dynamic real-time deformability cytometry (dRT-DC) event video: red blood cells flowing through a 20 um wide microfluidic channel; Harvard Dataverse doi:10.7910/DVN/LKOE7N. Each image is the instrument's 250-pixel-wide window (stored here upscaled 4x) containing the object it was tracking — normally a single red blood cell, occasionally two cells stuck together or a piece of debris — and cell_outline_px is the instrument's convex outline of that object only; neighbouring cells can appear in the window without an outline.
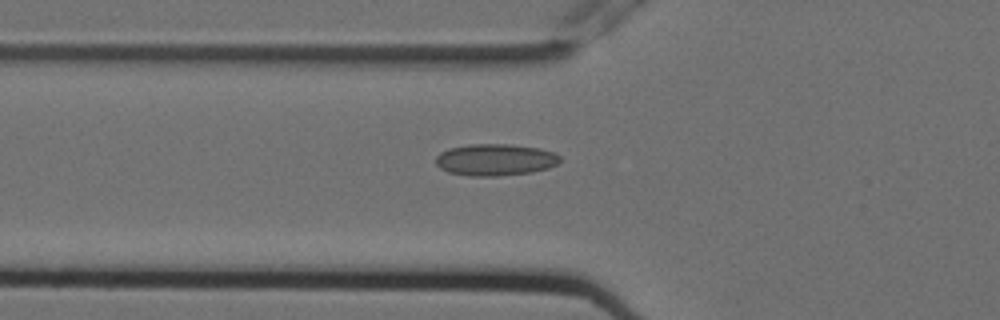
{"species": "Egyptian fruit bat (a non-hibernating species)", "species_latin": "Rousettus aegyptiacus", "temperature_condition": "cold", "stored_images_in_passage": 6, "camera_frame_rate_fps": 3000, "um_per_image_px": 0.085, "animal": {"sex": "female"}, "frame": {"image": 1, "passage_image": 6, "time_ms": 1.667, "image_size_px": [1000, 320], "cell_outline_px": [[560, 160], [556, 164], [548, 168], [532, 172], [496, 176], [468, 176], [448, 172], [440, 168], [436, 164], [436, 156], [440, 152], [448, 148], [468, 144], [508, 144], [540, 148], [552, 152], [560, 156]], "centroid_in_image_um": [42.06, 13.58], "position_along_channel_um": 83.7, "area_um2": 23.06}}